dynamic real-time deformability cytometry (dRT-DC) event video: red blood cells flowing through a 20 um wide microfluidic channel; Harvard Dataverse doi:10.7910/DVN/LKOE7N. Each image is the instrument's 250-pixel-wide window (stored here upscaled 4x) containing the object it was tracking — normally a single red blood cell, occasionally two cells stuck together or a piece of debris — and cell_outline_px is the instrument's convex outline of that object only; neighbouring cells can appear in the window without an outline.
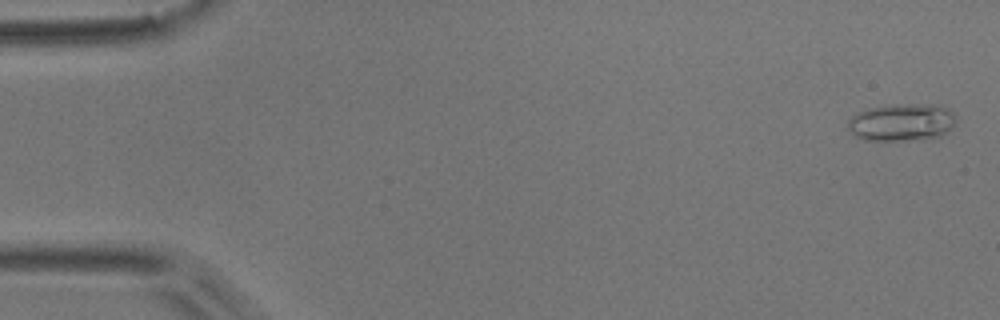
{"species": "common noctule bat (a hibernating species)", "species_latin": "Nyctalus noctula", "temperature_condition": "room temperature", "stored_images_in_passage": 55, "camera_frame_rate_fps": 3000, "um_per_image_px": 0.085, "animal": {"sex": "male", "body_mass_g": 17.9}, "frame": {"image": 1, "passage_image": 2, "time_ms": 0.333, "image_size_px": [1000, 320], "cell_outline_px": [[956, 120], [952, 128], [940, 136], [924, 140], [864, 140], [856, 136], [848, 128], [848, 120], [856, 112], [868, 108], [896, 104], [944, 104], [956, 116]], "centroid_in_image_um": [76.69, 10.38], "position_along_channel_um": 8.3, "area_um2": 23.99}}
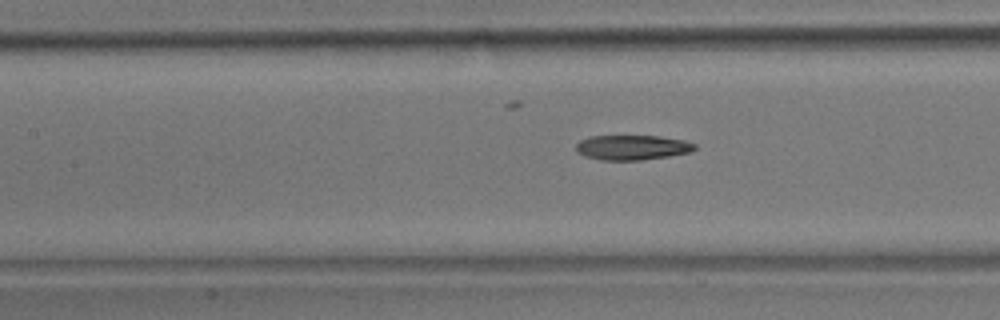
{"frame": {"image": 2, "passage_image": 25, "time_ms": 8.0, "image_size_px": [1000, 320], "cell_outline_px": [[696, 148], [692, 152], [668, 156], [640, 160], [600, 160], [584, 156], [576, 152], [576, 144], [580, 140], [588, 136], [660, 136], [684, 140], [696, 144]], "centroid_in_image_um": [53.72, 12.53], "position_along_channel_um": 153.7, "area_um2": 17.34}}
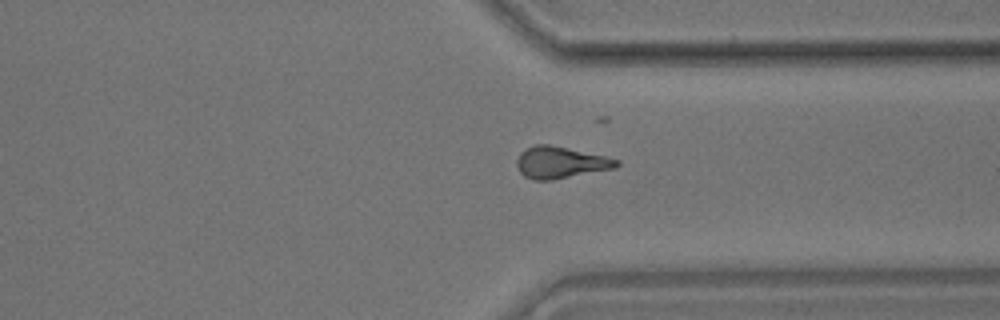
{"frame": {"image": 3, "passage_image": 42, "time_ms": 13.667, "image_size_px": [1000, 320], "cell_outline_px": [[620, 164], [616, 168], [552, 180], [532, 180], [524, 176], [520, 172], [516, 164], [516, 160], [520, 152], [536, 144], [548, 144], [568, 148], [604, 156], [620, 160]], "centroid_in_image_um": [47.63, 13.82], "position_along_channel_um": 363.8, "area_um2": 18.44}, "authors_computed_cell_mechanics": {"area_um2": 18.0914, "velocity_mm_per_s": 3.7071, "shape_relaxation_time_tau1_ms": 7.805, "shape_relaxation_time_tau2_ms": null, "deformation_change_tau1": 0.1893, "deformation_change_tau2": null}}